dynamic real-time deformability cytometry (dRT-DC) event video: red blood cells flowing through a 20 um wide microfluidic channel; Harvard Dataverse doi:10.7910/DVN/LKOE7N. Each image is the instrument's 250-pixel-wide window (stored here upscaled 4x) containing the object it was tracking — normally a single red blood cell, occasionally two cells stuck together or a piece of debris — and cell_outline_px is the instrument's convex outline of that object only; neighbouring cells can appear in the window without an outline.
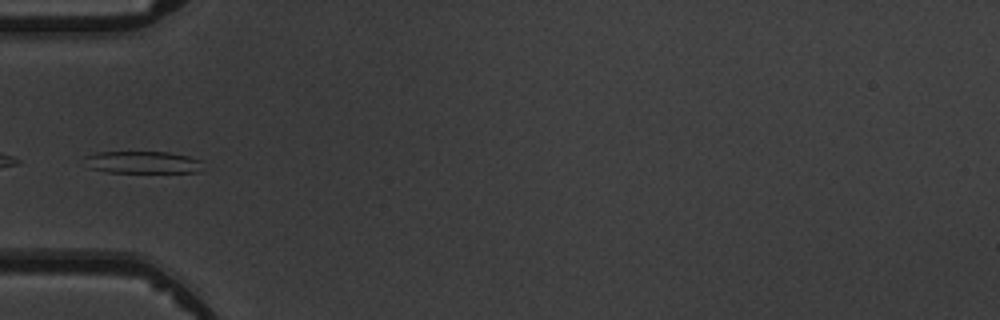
{"species": "common noctule bat (a hibernating species)", "species_latin": "Nyctalus noctula", "temperature_condition": "warm", "stored_images_in_passage": 4, "camera_frame_rate_fps": 3000, "um_per_image_px": 0.085, "animal": {"sex": "male", "body_mass_g": 19.5, "forearm_length_mm": 54.6}, "frame": {"image": 1, "passage_image": 3, "time_ms": 3.333, "image_size_px": [1000, 320], "cell_outline_px": [[200, 172], [108, 172], [88, 168], [84, 156], [96, 152], [168, 152], [188, 156], [200, 160]], "centroid_in_image_um": [12.07, 13.79], "position_along_channel_um": 72.9, "area_um2": 15.2}}